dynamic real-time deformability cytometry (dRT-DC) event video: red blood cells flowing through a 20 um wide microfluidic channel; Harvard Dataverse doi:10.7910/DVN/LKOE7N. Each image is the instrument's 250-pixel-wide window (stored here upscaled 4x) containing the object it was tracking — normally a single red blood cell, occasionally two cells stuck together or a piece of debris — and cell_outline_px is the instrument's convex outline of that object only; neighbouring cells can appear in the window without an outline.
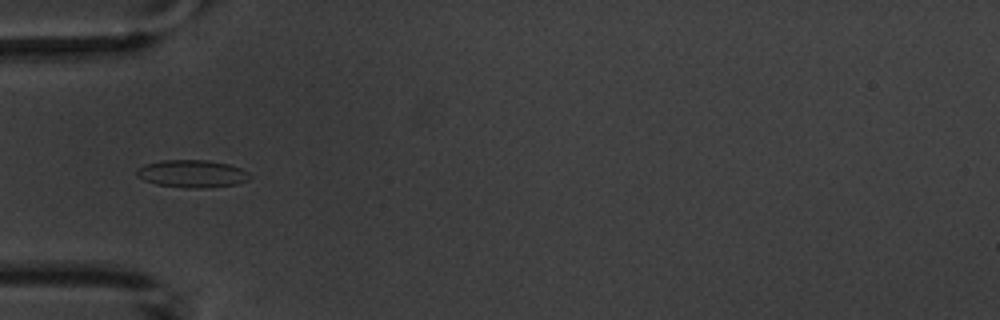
{"species": "common noctule bat (a hibernating species)", "species_latin": "Nyctalus noctula", "temperature_condition": "warm", "stored_images_in_passage": 5, "camera_frame_rate_fps": 3000, "um_per_image_px": 0.085, "animal": {"sex": "male", "body_mass_g": 20.1, "forearm_length_mm": 53.5}, "frame": {"image": 1, "passage_image": 5, "time_ms": 5.333, "image_size_px": [1000, 320], "cell_outline_px": [[252, 176], [248, 180], [236, 184], [204, 188], [188, 188], [156, 184], [144, 180], [136, 176], [136, 168], [144, 164], [160, 160], [208, 160], [228, 164], [240, 168], [248, 172]], "centroid_in_image_um": [16.3, 14.76], "position_along_channel_um": 68.7, "area_um2": 18.26}}